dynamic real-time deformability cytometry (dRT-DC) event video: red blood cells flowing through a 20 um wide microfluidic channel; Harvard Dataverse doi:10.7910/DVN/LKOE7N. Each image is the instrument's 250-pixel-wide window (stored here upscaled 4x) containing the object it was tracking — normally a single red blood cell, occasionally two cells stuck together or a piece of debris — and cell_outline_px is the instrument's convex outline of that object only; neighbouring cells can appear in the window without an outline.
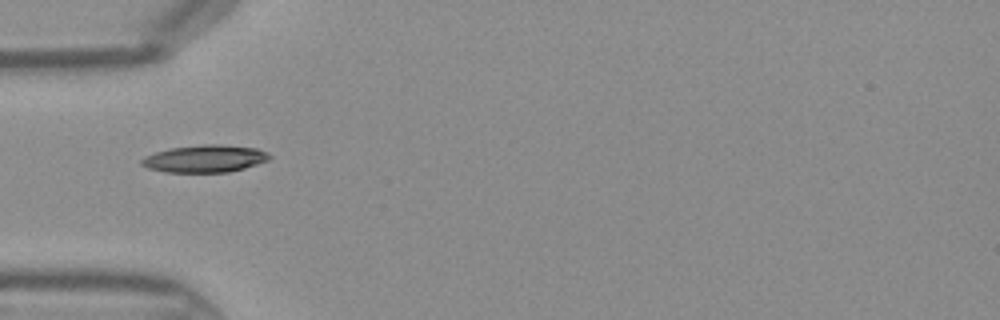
{"species": "Egyptian fruit bat (a non-hibernating species)", "species_latin": "Rousettus aegyptiacus", "temperature_condition": "warm", "stored_images_in_passage": 16, "camera_frame_rate_fps": 3000, "um_per_image_px": 0.085, "frame": {"image": 1, "passage_image": 1, "time_ms": 0.0, "image_size_px": [1000, 320], "cell_outline_px": [[272, 156], [268, 160], [244, 168], [228, 172], [164, 172], [148, 168], [140, 164], [140, 160], [144, 156], [156, 152], [172, 148], [204, 144], [220, 144], [256, 148], [268, 152]], "centroid_in_image_um": [17.41, 13.48], "position_along_channel_um": 67.6, "area_um2": 20.35}}
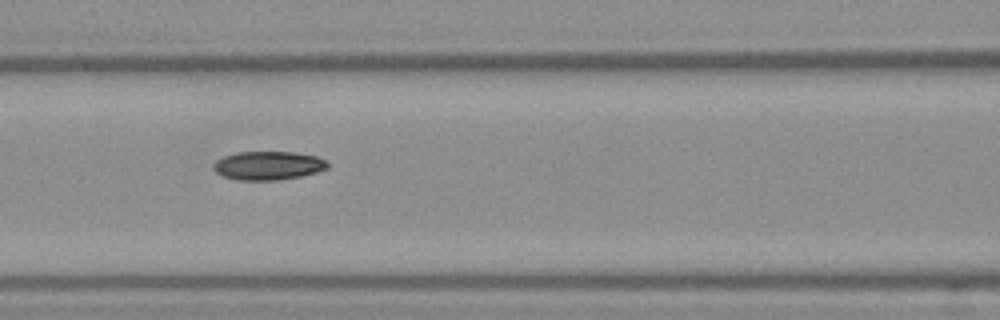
{"frame": {"image": 2, "passage_image": 6, "time_ms": 1.667, "image_size_px": [1000, 320], "cell_outline_px": [[328, 168], [316, 172], [300, 176], [276, 180], [236, 180], [224, 176], [216, 172], [212, 168], [212, 164], [216, 160], [224, 156], [236, 152], [292, 152], [316, 156], [324, 160], [328, 164]], "centroid_in_image_um": [22.75, 14.07], "position_along_channel_um": 143.9, "area_um2": 18.96}}
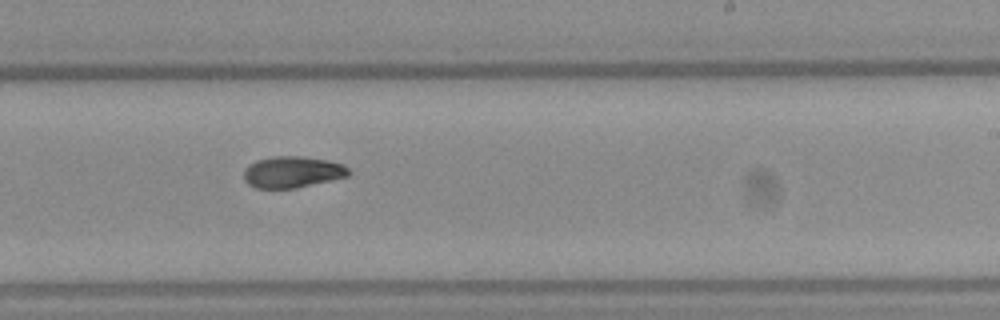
{"frame": {"image": 3, "passage_image": 14, "time_ms": 4.333, "image_size_px": [1000, 320], "cell_outline_px": [[352, 172], [348, 176], [332, 180], [296, 188], [256, 188], [248, 184], [244, 180], [244, 168], [248, 164], [256, 160], [272, 156], [300, 156], [328, 160], [344, 164]], "centroid_in_image_um": [24.85, 14.61], "position_along_channel_um": 264.1, "area_um2": 19.42}}